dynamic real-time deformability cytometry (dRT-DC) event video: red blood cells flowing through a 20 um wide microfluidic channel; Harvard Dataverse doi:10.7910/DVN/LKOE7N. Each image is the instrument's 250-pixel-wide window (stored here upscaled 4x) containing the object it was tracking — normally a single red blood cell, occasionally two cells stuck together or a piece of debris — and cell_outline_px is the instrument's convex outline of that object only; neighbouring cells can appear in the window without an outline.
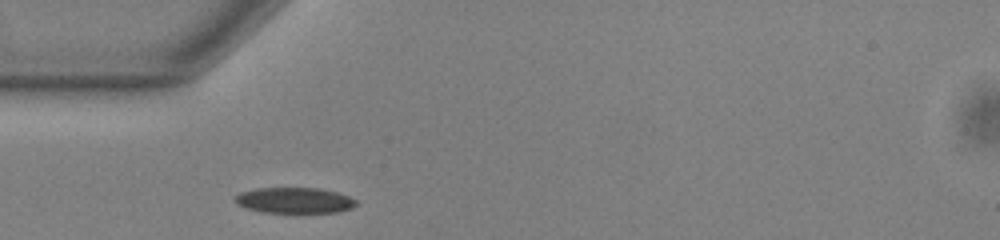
{"species": "common noctule bat (a hibernating species)", "species_latin": "Nyctalus noctula", "temperature_condition": "warm", "stored_images_in_passage": 38, "camera_frame_rate_fps": 3000, "um_per_image_px": 0.085, "animal": {"sex": "male", "body_mass_g": 13.0, "forearm_length_mm": 53.1}, "frame": {"image": 1, "passage_image": 1, "time_ms": 0.0, "image_size_px": [1000, 240], "cell_outline_px": [[356, 204], [352, 208], [336, 212], [260, 212], [244, 208], [236, 204], [232, 200], [232, 196], [240, 192], [256, 188], [316, 188], [336, 192], [348, 196], [356, 200]], "centroid_in_image_um": [24.93, 17.03], "position_along_channel_um": 60.1, "area_um2": 18.26}}
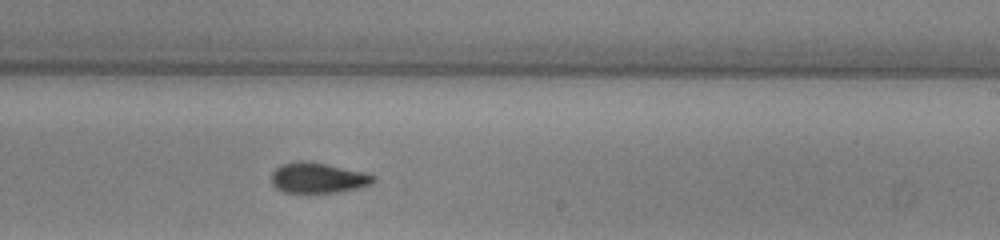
{"frame": {"image": 2, "passage_image": 17, "time_ms": 5.333, "image_size_px": [1000, 240], "cell_outline_px": [[376, 180], [372, 184], [340, 192], [284, 192], [276, 188], [272, 184], [272, 172], [280, 164], [300, 160], [304, 160], [364, 172], [376, 176]], "centroid_in_image_um": [27.02, 15.11], "position_along_channel_um": 262.0, "area_um2": 17.98}}
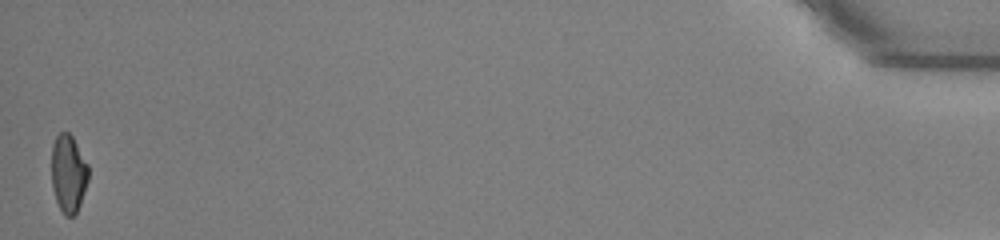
{"frame": {"image": 3, "passage_image": 38, "time_ms": 12.333, "image_size_px": [1000, 240], "cell_outline_px": [[88, 180], [80, 204], [76, 212], [72, 216], [64, 216], [56, 200], [52, 184], [52, 144], [56, 136], [60, 132], [68, 132], [72, 136], [88, 164]], "centroid_in_image_um": [5.81, 14.74], "position_along_channel_um": 429.4, "area_um2": 16.59}, "authors_computed_cell_mechanics": {"area_um2": 17.9758, "velocity_mm_per_s": 3.8329, "shape_relaxation_time_tau1_ms": 5.3538, "shape_relaxation_time_tau2_ms": 3.4029, "deformation_change_tau1": 0.1495, "deformation_change_tau2": 0.1048}}